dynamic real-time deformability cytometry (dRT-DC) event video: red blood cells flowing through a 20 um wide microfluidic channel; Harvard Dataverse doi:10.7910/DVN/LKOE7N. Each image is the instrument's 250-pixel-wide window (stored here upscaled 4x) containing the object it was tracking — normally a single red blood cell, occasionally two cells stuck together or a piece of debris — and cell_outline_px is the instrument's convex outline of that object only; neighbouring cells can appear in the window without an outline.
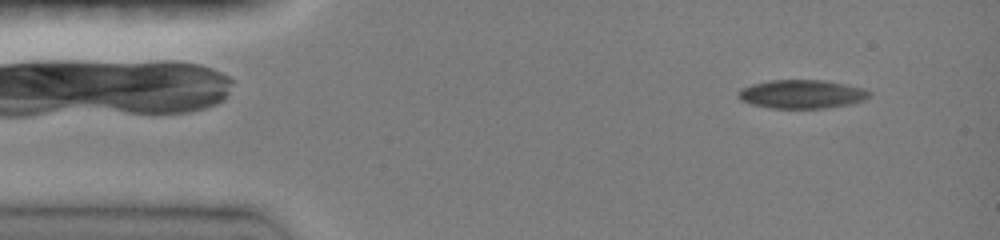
{"species": "common noctule bat (a hibernating species)", "species_latin": "Nyctalus noctula", "temperature_condition": "room temperature", "stored_images_in_passage": 42, "camera_frame_rate_fps": 3000, "um_per_image_px": 0.085, "animal": {"sex": "female", "body_mass_g": 19.0, "forearm_length_mm": 51.5}, "frame": {"image": 1, "passage_image": 3, "time_ms": 0.667, "image_size_px": [1000, 240], "cell_outline_px": [[872, 92], [864, 100], [848, 104], [824, 108], [768, 108], [752, 104], [740, 100], [736, 96], [736, 92], [740, 88], [752, 84], [768, 80], [820, 80], [844, 84], [864, 88]], "centroid_in_image_um": [68.09, 8.0], "position_along_channel_um": 16.9, "area_um2": 21.91}}
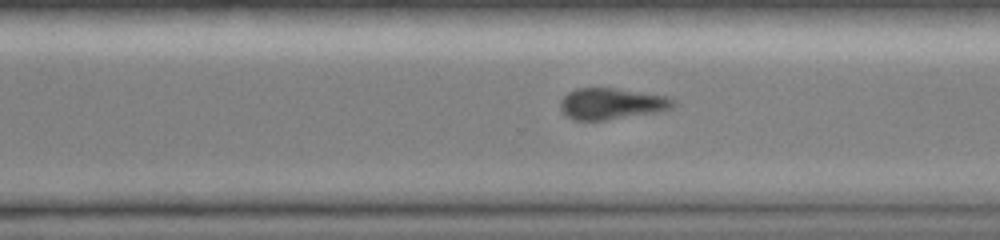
{"frame": {"image": 2, "passage_image": 28, "time_ms": 9.0, "image_size_px": [1000, 240], "cell_outline_px": [[676, 104], [672, 108], [660, 112], [604, 120], [576, 120], [568, 116], [560, 108], [560, 100], [568, 92], [576, 88], [616, 88], [668, 96], [676, 100]], "centroid_in_image_um": [52.03, 8.81], "position_along_channel_um": 318.6, "area_um2": 20.69}}
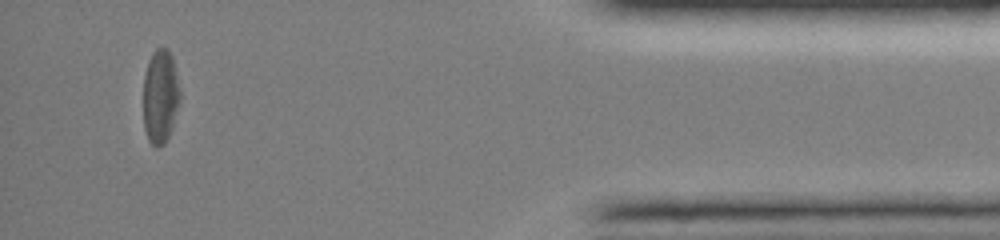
{"frame": {"image": 3, "passage_image": 39, "time_ms": 12.667, "image_size_px": [1000, 240], "cell_outline_px": [[180, 100], [168, 136], [164, 144], [156, 148], [148, 140], [144, 128], [144, 76], [148, 60], [152, 52], [156, 48], [168, 48], [172, 56], [180, 92]], "centroid_in_image_um": [13.61, 8.17], "position_along_channel_um": 421.6, "area_um2": 19.94}, "authors_computed_cell_mechanics": {"area_um2": 21.9062, "velocity_mm_per_s": 4.0773, "shape_relaxation_time_tau1_ms": 3.1895, "shape_relaxation_time_tau2_ms": null, "deformation_change_tau1": 0.1071, "deformation_change_tau2": null}}